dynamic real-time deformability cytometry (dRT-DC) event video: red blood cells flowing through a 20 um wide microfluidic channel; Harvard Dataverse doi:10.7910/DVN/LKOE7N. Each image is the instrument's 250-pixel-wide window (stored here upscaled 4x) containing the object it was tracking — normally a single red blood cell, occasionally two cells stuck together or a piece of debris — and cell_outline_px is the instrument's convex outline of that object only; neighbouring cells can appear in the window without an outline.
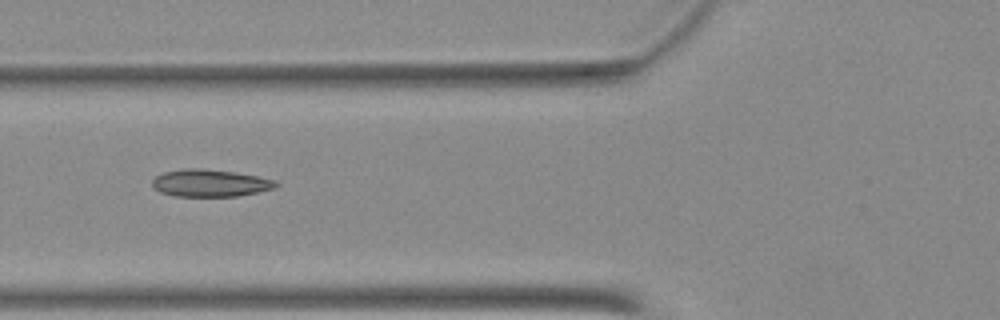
{"species": "Egyptian fruit bat (a non-hibernating species)", "species_latin": "Rousettus aegyptiacus", "temperature_condition": "warm", "stored_images_in_passage": 51, "camera_frame_rate_fps": 3000, "um_per_image_px": 0.085, "animal": {"sex": "female"}, "frame": {"image": 1, "passage_image": 20, "time_ms": 6.333, "image_size_px": [1000, 320], "cell_outline_px": [[280, 184], [276, 188], [236, 196], [176, 196], [160, 192], [152, 188], [152, 180], [156, 176], [164, 172], [184, 168], [200, 168], [236, 172], [276, 180]], "centroid_in_image_um": [17.85, 15.55], "position_along_channel_um": 107.9, "area_um2": 19.71}}
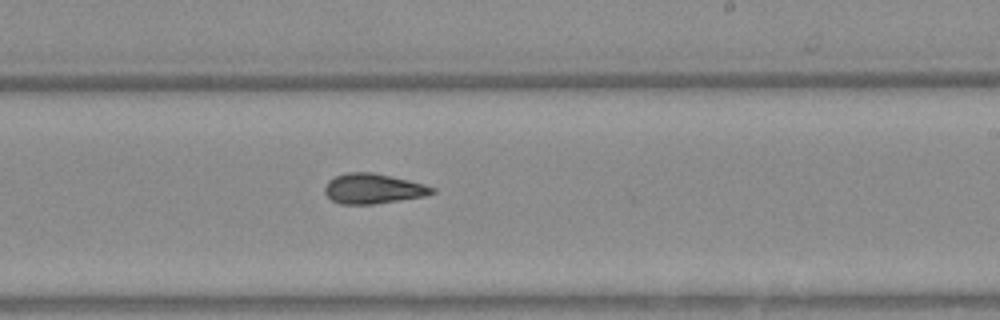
{"frame": {"image": 2, "passage_image": 31, "time_ms": 10.0, "image_size_px": [1000, 320], "cell_outline_px": [[436, 192], [424, 196], [372, 204], [340, 204], [332, 200], [324, 192], [324, 188], [328, 180], [336, 176], [348, 172], [372, 172], [408, 180], [424, 184], [436, 188]], "centroid_in_image_um": [31.7, 16.03], "position_along_channel_um": 257.3, "area_um2": 18.67}}
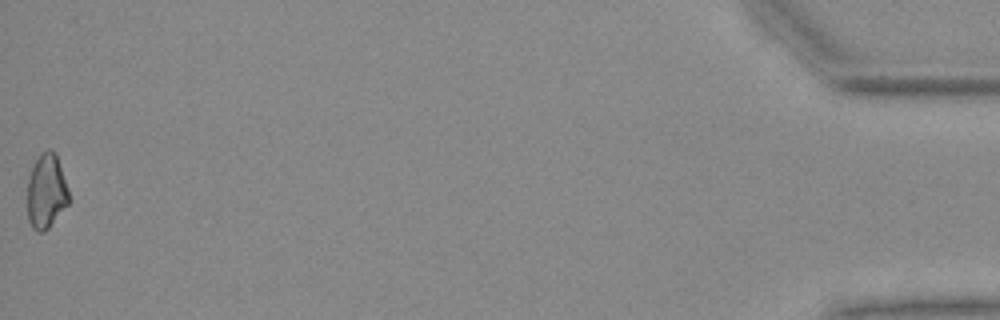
{"frame": {"image": 3, "passage_image": 51, "time_ms": 16.667, "image_size_px": [1000, 320], "cell_outline_px": [[72, 200], [48, 228], [44, 232], [36, 232], [32, 228], [28, 220], [28, 176], [36, 160], [48, 148], [56, 152]], "centroid_in_image_um": [3.96, 16.29], "position_along_channel_um": 431.2, "area_um2": 18.21}}